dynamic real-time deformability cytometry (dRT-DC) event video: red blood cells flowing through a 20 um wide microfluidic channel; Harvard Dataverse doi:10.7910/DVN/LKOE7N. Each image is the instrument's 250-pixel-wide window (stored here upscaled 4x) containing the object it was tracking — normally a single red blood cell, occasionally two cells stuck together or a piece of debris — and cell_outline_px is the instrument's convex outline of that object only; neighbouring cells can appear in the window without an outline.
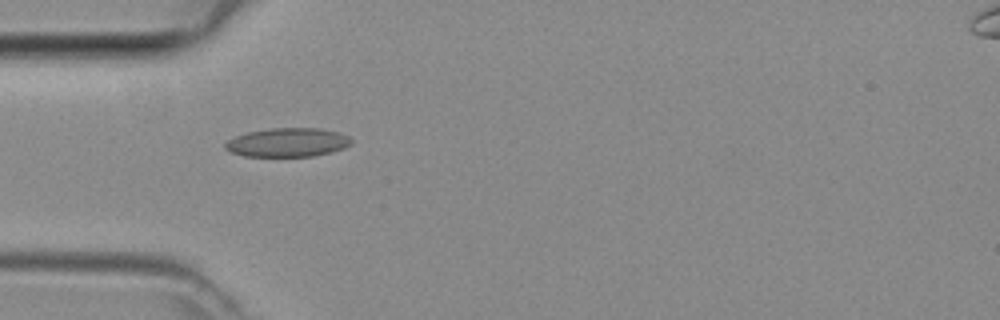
{"species": "common noctule bat (a hibernating species)", "species_latin": "Nyctalus noctula", "temperature_condition": "room temperature", "stored_images_in_passage": 43, "camera_frame_rate_fps": 3000, "um_per_image_px": 0.085, "animal": {"sex": "female", "body_mass_g": 29.2, "forearm_length_mm": 56.3}, "frame": {"image": 1, "passage_image": 11, "time_ms": 3.333, "image_size_px": [1000, 320], "cell_outline_px": [[352, 144], [344, 148], [332, 152], [312, 156], [244, 156], [232, 152], [224, 148], [224, 144], [228, 140], [236, 136], [248, 132], [268, 128], [320, 128], [336, 132], [348, 136], [352, 140]], "centroid_in_image_um": [24.45, 12.1], "position_along_channel_um": 60.5, "area_um2": 21.15}}
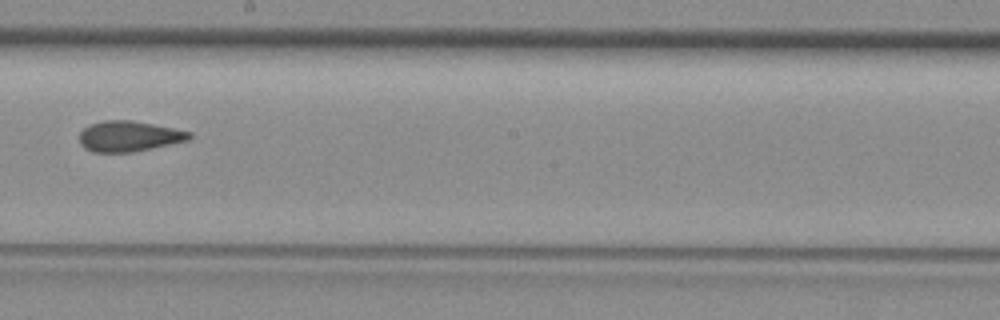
{"frame": {"image": 2, "passage_image": 23, "time_ms": 7.333, "image_size_px": [1000, 320], "cell_outline_px": [[192, 136], [188, 140], [152, 148], [132, 152], [92, 152], [84, 148], [80, 144], [80, 132], [88, 124], [104, 120], [132, 120], [192, 132]], "centroid_in_image_um": [10.93, 11.58], "position_along_channel_um": 237.3, "area_um2": 19.54}}
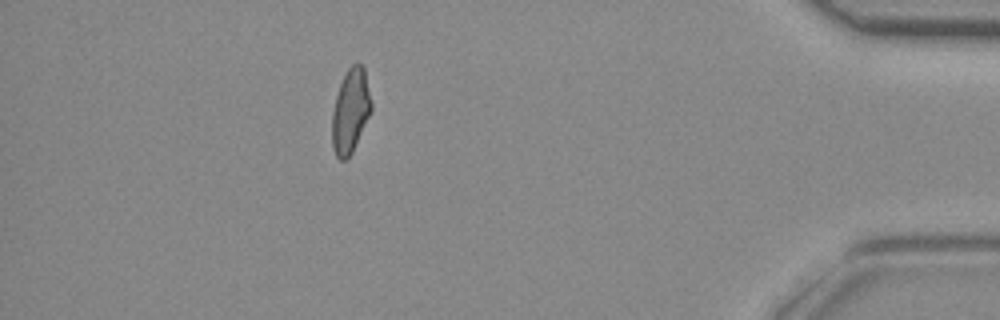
{"frame": {"image": 3, "passage_image": 38, "time_ms": 12.333, "image_size_px": [1000, 320], "cell_outline_px": [[372, 108], [352, 152], [344, 160], [340, 160], [336, 156], [332, 148], [332, 112], [336, 96], [340, 84], [348, 68], [352, 64], [360, 64], [364, 68], [372, 104]], "centroid_in_image_um": [29.77, 9.44], "position_along_channel_um": 405.4, "area_um2": 18.9}}